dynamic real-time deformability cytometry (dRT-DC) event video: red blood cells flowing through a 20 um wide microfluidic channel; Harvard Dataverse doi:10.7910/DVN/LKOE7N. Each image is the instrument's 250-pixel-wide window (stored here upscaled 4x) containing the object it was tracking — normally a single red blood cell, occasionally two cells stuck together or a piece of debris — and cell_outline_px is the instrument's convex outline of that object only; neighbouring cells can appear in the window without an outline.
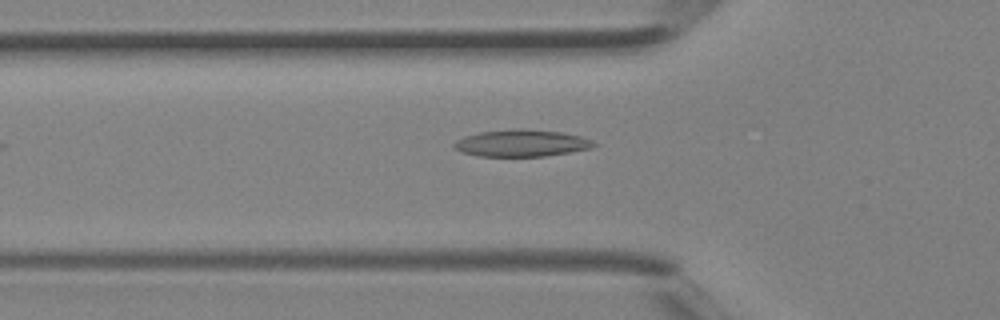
{"species": "Egyptian fruit bat (a non-hibernating species)", "species_latin": "Rousettus aegyptiacus", "temperature_condition": "room temperature", "stored_images_in_passage": 41, "camera_frame_rate_fps": 3000, "um_per_image_px": 0.085, "animal": {"sex": "female"}, "frame": {"image": 1, "passage_image": 14, "time_ms": 4.333, "image_size_px": [1000, 320], "cell_outline_px": [[600, 144], [588, 148], [568, 152], [544, 156], [476, 156], [452, 148], [452, 144], [456, 140], [464, 136], [480, 132], [516, 128], [524, 128], [560, 132], [580, 136], [592, 140]], "centroid_in_image_um": [44.29, 12.16], "position_along_channel_um": 81.5, "area_um2": 21.91}}
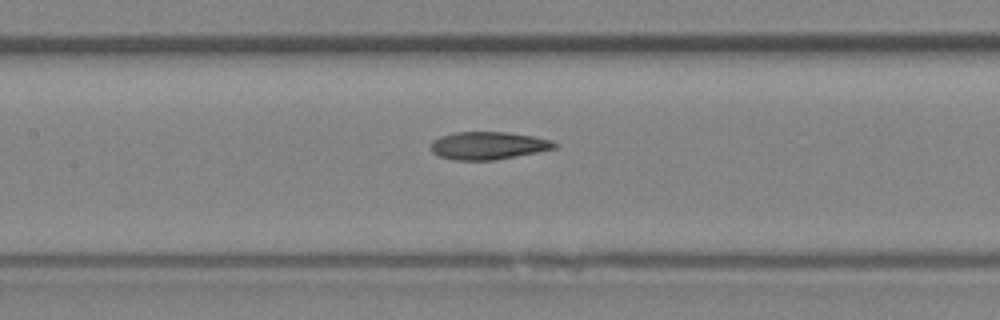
{"frame": {"image": 2, "passage_image": 19, "time_ms": 6.0, "image_size_px": [1000, 320], "cell_outline_px": [[560, 144], [556, 148], [536, 152], [492, 160], [456, 160], [440, 156], [432, 152], [432, 140], [440, 136], [456, 132], [508, 132], [532, 136], [552, 140]], "centroid_in_image_um": [41.51, 12.36], "position_along_channel_um": 165.9, "area_um2": 19.83}}
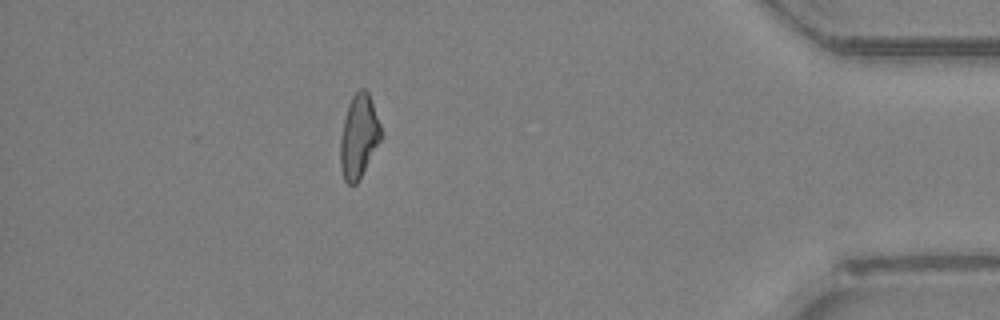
{"frame": {"image": 3, "passage_image": 36, "time_ms": 11.667, "image_size_px": [1000, 320], "cell_outline_px": [[384, 136], [360, 180], [356, 184], [348, 184], [344, 180], [340, 168], [340, 140], [344, 120], [348, 104], [352, 96], [360, 88], [364, 88], [368, 92], [380, 124]], "centroid_in_image_um": [30.52, 11.64], "position_along_channel_um": 404.7, "area_um2": 20.11}}